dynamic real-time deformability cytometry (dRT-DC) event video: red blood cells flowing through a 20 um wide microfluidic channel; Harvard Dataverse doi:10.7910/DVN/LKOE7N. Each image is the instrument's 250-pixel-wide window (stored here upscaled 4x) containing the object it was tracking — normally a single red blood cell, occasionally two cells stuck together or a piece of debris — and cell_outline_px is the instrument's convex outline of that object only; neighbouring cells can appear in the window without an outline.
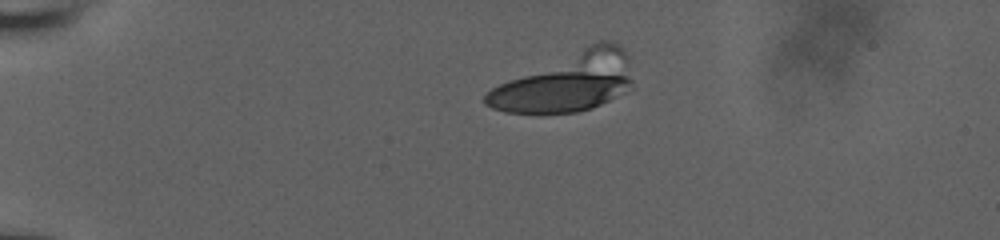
{"species": "human", "species_latin": "Homo sapiens", "temperature_condition": "room temperature", "stored_images_in_passage": 9, "camera_frame_rate_fps": 3000, "um_per_image_px": 0.085, "donor": {"sex": "male"}, "frame": {"image": 1, "passage_image": 1, "time_ms": 0.0, "image_size_px": [1000, 240], "cell_outline_px": [[632, 80], [608, 100], [600, 104], [576, 112], [504, 112], [492, 108], [484, 104], [484, 96], [492, 88], [508, 80], [600, 40], [612, 40], [620, 44], [624, 48], [628, 56]], "centroid_in_image_um": [48.14, 6.96], "position_along_channel_um": 36.9, "area_um2": 48.55}}
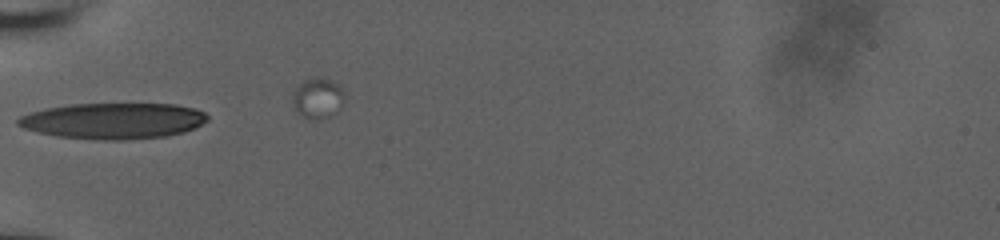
{"frame": {"image": 2, "passage_image": 6, "time_ms": 1.667, "image_size_px": [1000, 240], "cell_outline_px": [[208, 120], [196, 128], [184, 132], [164, 136], [124, 140], [104, 140], [56, 136], [24, 128], [16, 124], [16, 120], [20, 116], [44, 108], [68, 104], [176, 104], [196, 108], [204, 112], [208, 116]], "centroid_in_image_um": [9.65, 10.26], "position_along_channel_um": 75.3, "area_um2": 39.82}}
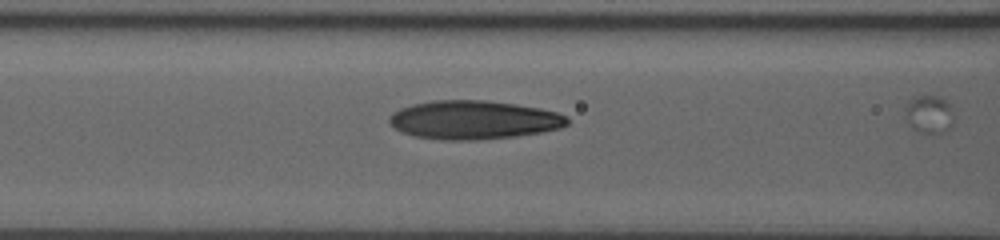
{"frame": {"image": 3, "passage_image": 8, "time_ms": 2.333, "image_size_px": [1000, 240], "cell_outline_px": [[568, 124], [560, 128], [540, 132], [516, 136], [476, 140], [444, 140], [412, 136], [396, 128], [388, 120], [392, 112], [400, 108], [412, 104], [432, 100], [484, 100], [516, 104], [540, 108], [556, 112], [568, 116]], "centroid_in_image_um": [40.26, 10.19], "position_along_channel_um": 126.3, "area_um2": 40.11}}